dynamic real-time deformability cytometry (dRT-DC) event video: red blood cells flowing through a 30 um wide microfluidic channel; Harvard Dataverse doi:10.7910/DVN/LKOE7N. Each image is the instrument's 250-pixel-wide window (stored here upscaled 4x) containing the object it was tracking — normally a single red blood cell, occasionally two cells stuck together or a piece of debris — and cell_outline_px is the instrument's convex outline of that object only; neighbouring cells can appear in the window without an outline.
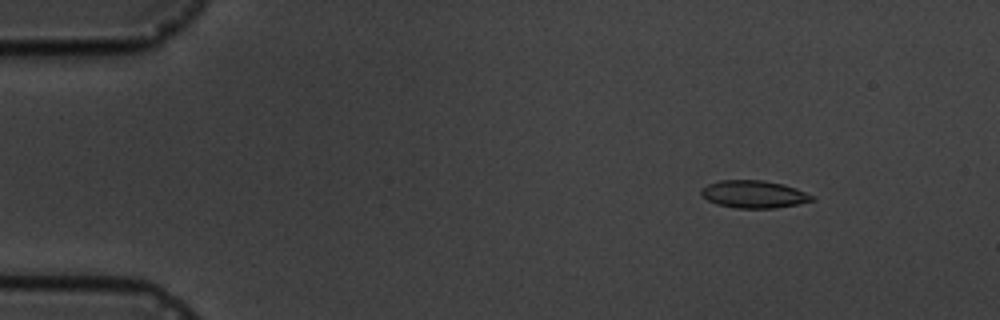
{"species": "common noctule bat (a hibernating species)", "species_latin": "Nyctalus noctula", "temperature_condition": "cold", "stored_images_in_passage": 4, "camera_frame_rate_fps": 3000, "um_per_image_px": 0.085, "animal": {"sex": "male", "body_mass_g": 19.5, "forearm_length_mm": 54.6}, "frame": {"image": 1, "passage_image": 2, "time_ms": 1.0, "image_size_px": [1000, 320], "cell_outline_px": [[816, 200], [776, 208], [736, 208], [716, 204], [708, 200], [700, 192], [700, 188], [708, 184], [720, 180], [764, 180], [784, 184], [796, 188], [816, 196]], "centroid_in_image_um": [64.11, 16.5], "position_along_channel_um": 20.9, "area_um2": 17.92}}
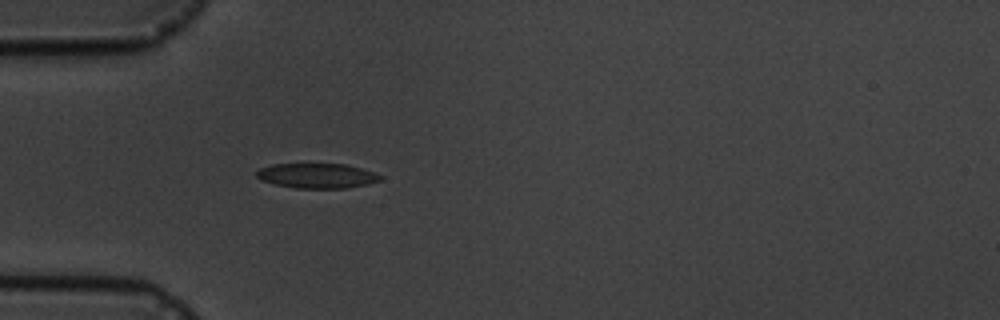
{"frame": {"image": 2, "passage_image": 4, "time_ms": 4.333, "image_size_px": [1000, 320], "cell_outline_px": [[384, 176], [380, 180], [368, 184], [348, 188], [296, 188], [276, 184], [260, 180], [256, 176], [256, 172], [260, 168], [272, 164], [348, 164]], "centroid_in_image_um": [26.95, 14.94], "position_along_channel_um": 58.1, "area_um2": 17.92}}